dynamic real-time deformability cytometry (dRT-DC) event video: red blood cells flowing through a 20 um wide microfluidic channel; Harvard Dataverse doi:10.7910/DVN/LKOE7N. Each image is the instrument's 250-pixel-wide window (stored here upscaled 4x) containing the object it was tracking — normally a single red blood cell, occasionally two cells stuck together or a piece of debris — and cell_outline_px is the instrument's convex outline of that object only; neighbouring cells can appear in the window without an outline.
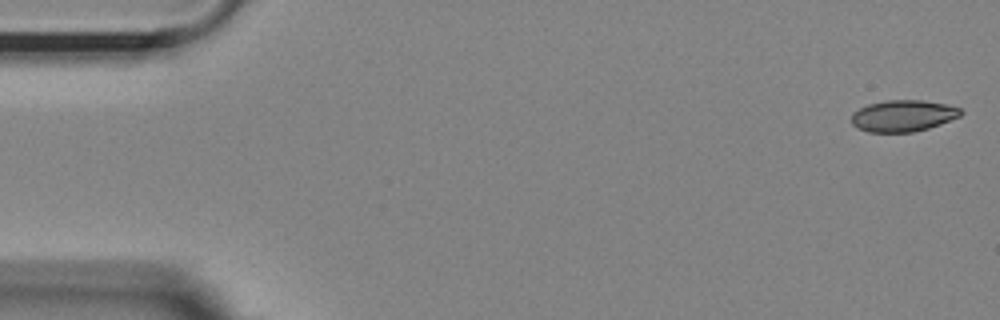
{"species": "Egyptian fruit bat (a non-hibernating species)", "species_latin": "Rousettus aegyptiacus", "temperature_condition": "room temperature", "stored_images_in_passage": 13, "camera_frame_rate_fps": 3000, "um_per_image_px": 0.085, "animal": {"sex": "female"}, "frame": {"image": 1, "passage_image": 1, "time_ms": 0.0, "image_size_px": [1000, 320], "cell_outline_px": [[964, 112], [960, 116], [940, 124], [928, 128], [912, 132], [868, 132], [856, 128], [852, 124], [852, 112], [868, 104], [888, 100], [924, 100], [944, 104], [960, 108]], "centroid_in_image_um": [76.75, 9.84], "position_along_channel_um": 8.3, "area_um2": 20.06}}
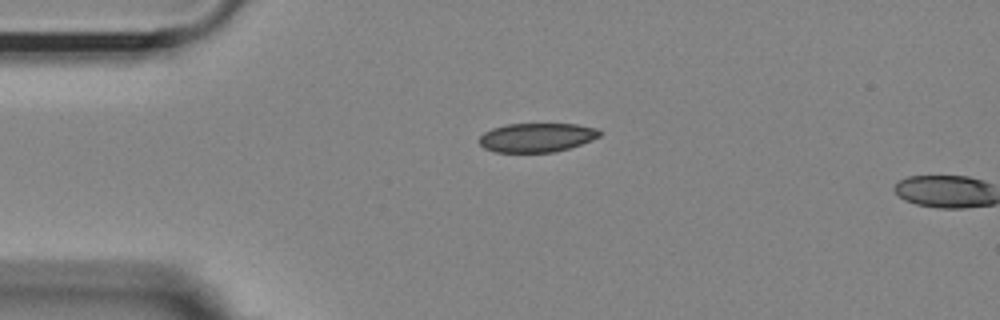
{"frame": {"image": 2, "passage_image": 12, "time_ms": 3.667, "image_size_px": [1000, 320], "cell_outline_px": [[600, 136], [592, 140], [556, 152], [496, 152], [484, 148], [480, 144], [480, 136], [484, 132], [492, 128], [508, 124], [576, 124], [596, 128], [600, 132]], "centroid_in_image_um": [45.61, 11.69], "position_along_channel_um": 39.4, "area_um2": 20.23}}